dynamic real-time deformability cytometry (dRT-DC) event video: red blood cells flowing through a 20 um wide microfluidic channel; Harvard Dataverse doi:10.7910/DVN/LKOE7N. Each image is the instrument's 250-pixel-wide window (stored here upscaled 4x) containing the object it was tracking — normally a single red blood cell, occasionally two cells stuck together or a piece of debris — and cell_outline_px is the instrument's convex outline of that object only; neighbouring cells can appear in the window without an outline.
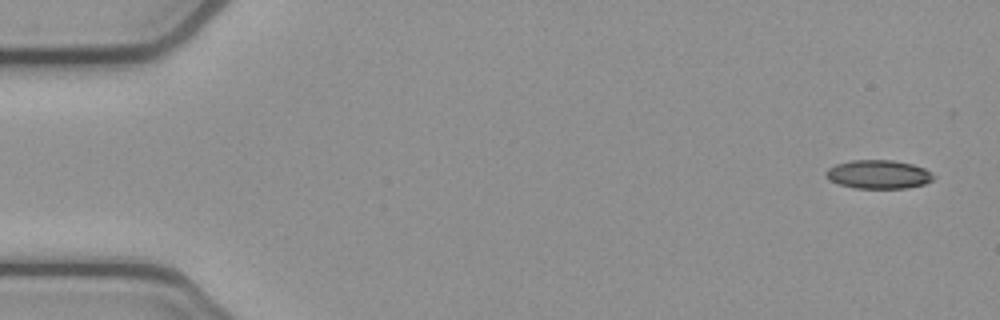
{"species": "common noctule bat (a hibernating species)", "species_latin": "Nyctalus noctula", "temperature_condition": "cold", "stored_images_in_passage": 48, "camera_frame_rate_fps": 3000, "um_per_image_px": 0.085, "animal": {"sex": "female", "body_mass_g": 21.9}, "frame": {"image": 1, "passage_image": 1, "time_ms": 0.0, "image_size_px": [1000, 320], "cell_outline_px": [[936, 176], [932, 180], [924, 184], [908, 188], [856, 188], [840, 184], [828, 180], [824, 172], [828, 168], [836, 164], [852, 160], [892, 160], [912, 164], [924, 168], [932, 172]], "centroid_in_image_um": [74.68, 14.82], "position_along_channel_um": 10.3, "area_um2": 18.03}}
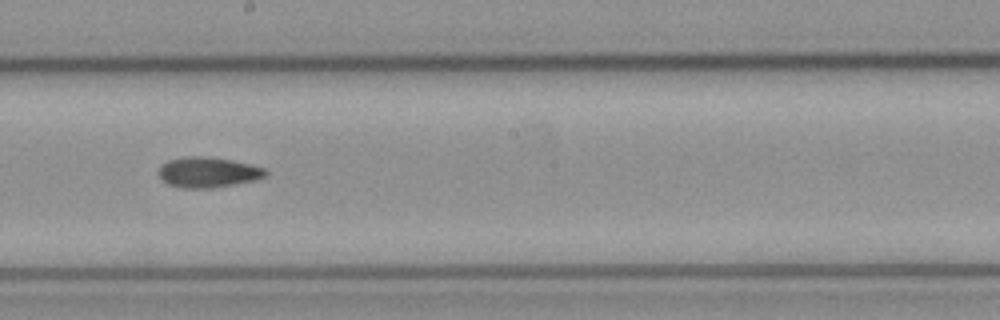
{"frame": {"image": 2, "passage_image": 28, "time_ms": 9.0, "image_size_px": [1000, 320], "cell_outline_px": [[268, 176], [256, 180], [212, 188], [180, 188], [168, 184], [160, 176], [160, 164], [168, 160], [188, 156], [200, 156], [232, 160], [252, 164], [264, 168], [268, 172]], "centroid_in_image_um": [17.72, 14.64], "position_along_channel_um": 230.5, "area_um2": 18.96}}
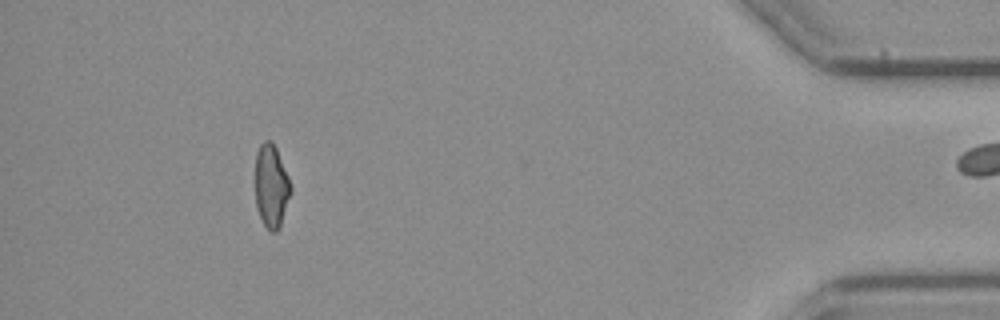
{"frame": {"image": 3, "passage_image": 47, "time_ms": 15.333, "image_size_px": [1000, 320], "cell_outline_px": [[292, 192], [280, 228], [276, 232], [272, 232], [264, 224], [256, 208], [256, 152], [260, 144], [264, 140], [272, 140], [276, 148], [288, 176], [292, 188]], "centroid_in_image_um": [23.07, 15.82], "position_along_channel_um": 412.1, "area_um2": 17.28}}